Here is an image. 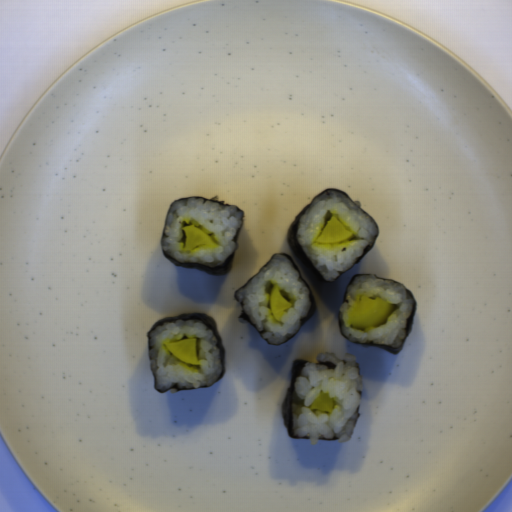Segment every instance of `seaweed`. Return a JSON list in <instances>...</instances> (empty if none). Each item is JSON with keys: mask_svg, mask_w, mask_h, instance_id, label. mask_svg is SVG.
<instances>
[{"mask_svg": "<svg viewBox=\"0 0 512 512\" xmlns=\"http://www.w3.org/2000/svg\"><path fill=\"white\" fill-rule=\"evenodd\" d=\"M192 198H198V199H203V200H209V201H212V202H215L217 204H220V205H223V206H234V207H237L235 206L234 204H227V203H224L222 201H220L216 196L214 198H202V197H182V198H179V199H176L175 201H173L172 203L174 202H177L179 200H187V199H192ZM172 203H170L169 205V208H168V211L166 213V216H165V220H164V225H163V229H162V234H163V230H164V226H165V222H166V218H167V215L170 211V208H171V205ZM238 208V207H237ZM242 213L243 211L238 208ZM244 224V215H243V223H242V226ZM241 226V228H242ZM241 230V229H240ZM240 232V231H239ZM238 232V234H239ZM162 234H161V240H162ZM238 234L236 235L235 237V241L238 245ZM161 240H160V245H161ZM161 250H162V254H163V257L166 258L167 260H169L171 263H173L174 265H177L179 267H182V268H194V269H197V270H201V271H204V272H207V273H211V274H214V275H224L226 274L227 272L230 271V269L232 268V265H233V259H234V254L237 250V247H236V250L228 257V259L225 261V263L219 267H208L206 265H203V264H198V263H178L177 261H175L174 259H172L171 257H169L168 255H166L162 249V245H161Z\"/></svg>", "mask_w": 512, "mask_h": 512, "instance_id": "obj_3", "label": "seaweed"}, {"mask_svg": "<svg viewBox=\"0 0 512 512\" xmlns=\"http://www.w3.org/2000/svg\"><path fill=\"white\" fill-rule=\"evenodd\" d=\"M277 255H282L286 258L289 259V261L291 262V264L293 265V267L295 268V270L297 271L298 273V276H299V279L302 281V283L306 286L307 290H308V293H309V297H310V303H311V307L308 311V313L302 318V321H301V324L299 326V328L297 329V331L288 339L286 340L285 342L283 343H286L287 341H289L290 339H292L298 332L299 330L310 320V318L314 315L315 311H316V300L308 286V284L306 283V281L304 280L303 276H302V273L300 271V269L298 268V266L296 265V263L294 262V260L292 259L291 256L287 255L286 253H277V254H273L272 257L260 268V270L253 276L251 277L248 281H246L244 284H242L239 288H237L234 292V299L236 300L237 303H239L242 307V310H241V313H240V316L239 318L242 319L243 321H246L248 322L249 324H251L253 327L254 325L252 324V322L250 321V319L248 318L245 310H244V305L243 303L238 300L236 298V293L239 292L241 289H243L246 285H248L270 262L271 260L277 256ZM255 328V327H254ZM256 330V328H255ZM257 331V330H256ZM263 339V338H262ZM265 342H267L269 345H281L283 343H280V344H271L269 343L268 341H266L265 339H263Z\"/></svg>", "mask_w": 512, "mask_h": 512, "instance_id": "obj_5", "label": "seaweed"}, {"mask_svg": "<svg viewBox=\"0 0 512 512\" xmlns=\"http://www.w3.org/2000/svg\"><path fill=\"white\" fill-rule=\"evenodd\" d=\"M178 319H182L183 321L184 320H199V321L203 322L204 324H206L214 332V334H215V336H216V338L218 340L217 347L219 349L220 359H221V364H222V370H223V373H222L221 377L214 383V384H216L217 382H219L220 380L223 379V377H224V375L226 373V369H225V349L223 347L221 335L219 333V330H218V328H217L213 318L210 317L209 315H207L206 313H196V312L195 313H183V314L178 315V316H170V317L161 319L160 321L155 323L153 325V327L147 333L148 347H149V343H150L151 333H152L153 330H155L156 328L160 327L164 323L175 322ZM149 370H150V372H151V374L153 376V389L156 392L164 393V392H167V391H171V389H176V392L186 391V390H193V389H199V388H193V387H179L178 385L175 384V385H173L169 389L158 390V389H156V378H155V376H154V374L152 372L150 358H149ZM213 385H210V386H213ZM206 387H209V386H206ZM206 387H201V388H206Z\"/></svg>", "mask_w": 512, "mask_h": 512, "instance_id": "obj_1", "label": "seaweed"}, {"mask_svg": "<svg viewBox=\"0 0 512 512\" xmlns=\"http://www.w3.org/2000/svg\"><path fill=\"white\" fill-rule=\"evenodd\" d=\"M328 190H335V191H338L340 193H343L345 196H347L352 202H354L358 207H360L374 222L375 226H376V230H377V235L374 239V242L372 244V246H369L364 252L363 254L360 256V258L357 260V262L352 266L354 267L355 265H357L358 263H360L363 258L368 254V252L372 249L373 245L375 244L377 238H378V234H379V227L375 221V219L369 215L361 206H359L353 199L352 197L345 193L344 191L340 190V189H336V188H328V189H325L324 191H322L321 193H319L313 200H311L299 213L298 215L296 216V218L294 219V221L292 222L291 226L289 227L288 231H287V241L288 243L291 245V247L293 248V250L295 251V253L298 255V257L300 258V260L305 263L310 269H312L317 275H319L321 277V275L318 273V271L315 269V267L312 265V263L310 262V260L308 259L307 255L305 254V252L303 251V249L301 248L300 244L298 243L297 241V236H296V230H297V224H298V220L300 219V217L304 214V212L308 209V207L312 204V202L321 194H323L324 192L328 191ZM352 267H350L347 271L343 272L340 274L339 277L343 276L345 273H347ZM338 277V278H339ZM322 278V277H321ZM337 278V279H338ZM323 279V278H322ZM336 279V280H337ZM325 280V279H323ZM335 280V281H336ZM326 281V280H325ZM335 281H332V282H335ZM326 282H331V281H326ZM331 282V283H332Z\"/></svg>", "mask_w": 512, "mask_h": 512, "instance_id": "obj_2", "label": "seaweed"}, {"mask_svg": "<svg viewBox=\"0 0 512 512\" xmlns=\"http://www.w3.org/2000/svg\"><path fill=\"white\" fill-rule=\"evenodd\" d=\"M361 275H370V274H365V273H357L355 275L352 276V278L349 280V282L347 283L346 285V288H345V292H344V296H343V303L345 301V298L348 294V286L350 285V283L357 277V276H361Z\"/></svg>", "mask_w": 512, "mask_h": 512, "instance_id": "obj_7", "label": "seaweed"}, {"mask_svg": "<svg viewBox=\"0 0 512 512\" xmlns=\"http://www.w3.org/2000/svg\"><path fill=\"white\" fill-rule=\"evenodd\" d=\"M318 440H321V441H333V440H339V438H338V437H335V436H334V437H332V438H323V437H322V438H320V439H318Z\"/></svg>", "mask_w": 512, "mask_h": 512, "instance_id": "obj_9", "label": "seaweed"}, {"mask_svg": "<svg viewBox=\"0 0 512 512\" xmlns=\"http://www.w3.org/2000/svg\"><path fill=\"white\" fill-rule=\"evenodd\" d=\"M316 364L323 365V366H325V367H327L329 369H332V370L334 368H336V366H337V365L331 363L330 361H318Z\"/></svg>", "mask_w": 512, "mask_h": 512, "instance_id": "obj_8", "label": "seaweed"}, {"mask_svg": "<svg viewBox=\"0 0 512 512\" xmlns=\"http://www.w3.org/2000/svg\"><path fill=\"white\" fill-rule=\"evenodd\" d=\"M306 363H311V362H307L305 360L298 359V358L293 360L292 366H291V381H290V384L285 392V396H284L283 403H282L286 432H287L288 437H291L293 439L309 440V437L307 435H295L294 429H293L294 383Z\"/></svg>", "mask_w": 512, "mask_h": 512, "instance_id": "obj_4", "label": "seaweed"}, {"mask_svg": "<svg viewBox=\"0 0 512 512\" xmlns=\"http://www.w3.org/2000/svg\"><path fill=\"white\" fill-rule=\"evenodd\" d=\"M387 280L395 281L393 279H387ZM395 282H397V281H395ZM397 283H399V284L404 286V288L407 290V292L409 293V295H410V297H411V299L413 301L411 312H410V315H409L407 323H406L404 340L401 342V344L398 347H392V346L385 345V344L357 343L360 346L378 347V348L387 350V351L391 352L394 355L402 351V349L404 347V344H405L406 337L410 333V331L412 330V327H413V323H414V319H415V314H416V308H417V302H416V298L414 297V295L411 293V291L404 284H402L400 282H397ZM338 328H339L340 335L343 336L344 338H346L347 340H349L345 336V334L342 332L341 321H340V312L338 313ZM349 341L352 342L351 340H349ZM354 343H356V342H354Z\"/></svg>", "mask_w": 512, "mask_h": 512, "instance_id": "obj_6", "label": "seaweed"}]
</instances>
